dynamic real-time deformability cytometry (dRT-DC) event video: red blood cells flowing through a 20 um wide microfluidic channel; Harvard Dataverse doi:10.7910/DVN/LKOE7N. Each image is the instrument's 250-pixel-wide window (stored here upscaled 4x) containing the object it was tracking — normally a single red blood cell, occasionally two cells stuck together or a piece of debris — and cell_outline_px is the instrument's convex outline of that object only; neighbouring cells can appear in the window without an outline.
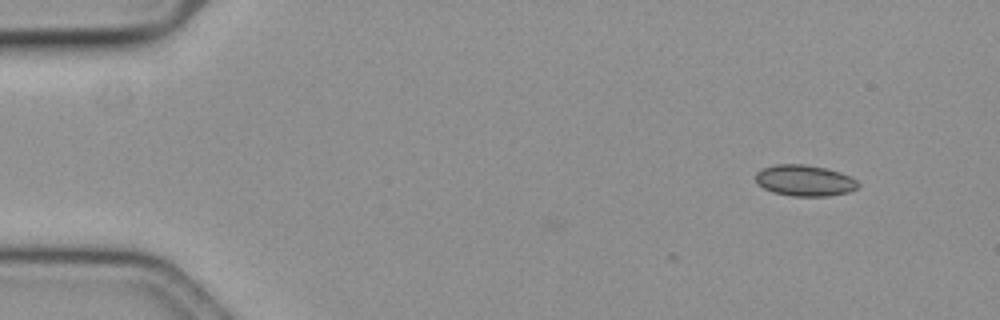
{"species": "common noctule bat (a hibernating species)", "species_latin": "Nyctalus noctula", "temperature_condition": "cold", "stored_images_in_passage": 4, "camera_frame_rate_fps": 3000, "um_per_image_px": 0.085, "animal": {"sex": "female", "body_mass_g": 19.3, "forearm_length_mm": 54.1}, "frame": {"image": 1, "passage_image": 1, "time_ms": 0.0, "image_size_px": [1000, 320], "cell_outline_px": [[860, 184], [856, 188], [848, 192], [828, 196], [792, 196], [772, 192], [764, 188], [756, 180], [756, 172], [764, 168], [776, 164], [804, 164], [824, 168], [840, 172], [856, 180]], "centroid_in_image_um": [68.39, 15.35], "position_along_channel_um": 16.6, "area_um2": 18.38}}